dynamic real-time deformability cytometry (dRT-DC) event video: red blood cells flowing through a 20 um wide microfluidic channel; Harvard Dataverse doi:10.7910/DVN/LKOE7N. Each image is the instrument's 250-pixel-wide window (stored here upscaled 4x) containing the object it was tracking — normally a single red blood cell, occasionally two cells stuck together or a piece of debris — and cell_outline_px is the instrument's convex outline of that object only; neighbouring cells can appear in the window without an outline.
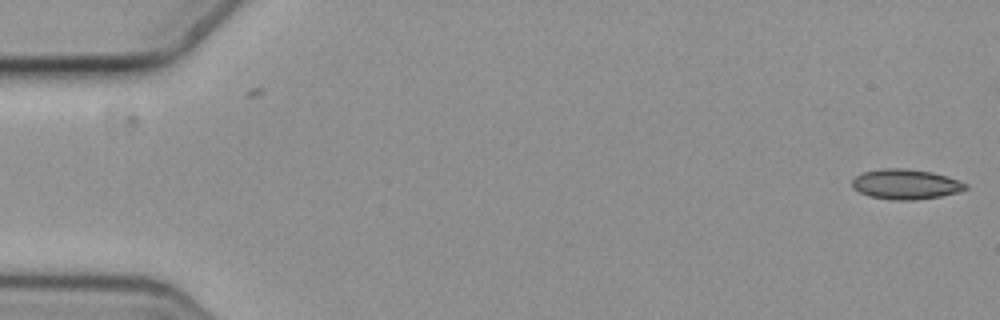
{"species": "common noctule bat (a hibernating species)", "species_latin": "Nyctalus noctula", "temperature_condition": "cold", "stored_images_in_passage": 57, "camera_frame_rate_fps": 3000, "um_per_image_px": 0.085, "animal": {"sex": "female", "body_mass_g": 19.3, "forearm_length_mm": 54.1}, "frame": {"image": 1, "passage_image": 1, "time_ms": 0.0, "image_size_px": [1000, 320], "cell_outline_px": [[968, 188], [956, 192], [940, 196], [916, 200], [892, 200], [868, 196], [852, 188], [852, 180], [856, 176], [864, 172], [880, 168], [904, 168], [932, 172], [948, 176], [960, 180], [968, 184]], "centroid_in_image_um": [76.98, 15.65], "position_along_channel_um": 8.0, "area_um2": 20.0}}
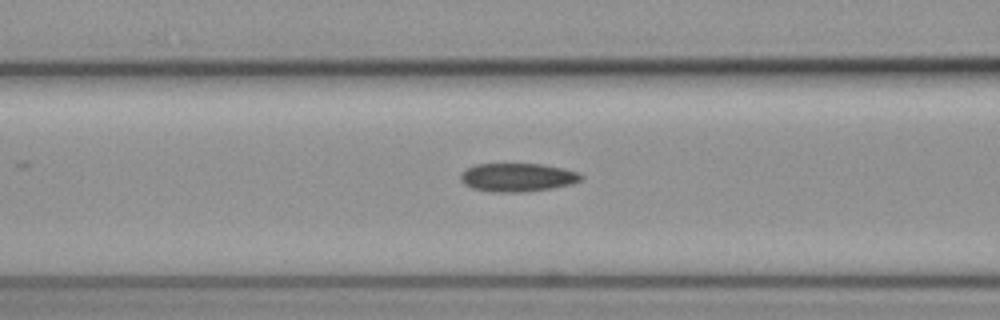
{"frame": {"image": 2, "passage_image": 23, "time_ms": 7.333, "image_size_px": [1000, 320], "cell_outline_px": [[584, 176], [580, 180], [572, 184], [552, 188], [524, 192], [492, 192], [472, 188], [464, 184], [460, 180], [460, 172], [476, 164], [544, 164], [564, 168], [580, 172]], "centroid_in_image_um": [44.0, 15.07], "position_along_channel_um": 122.6, "area_um2": 20.17}}
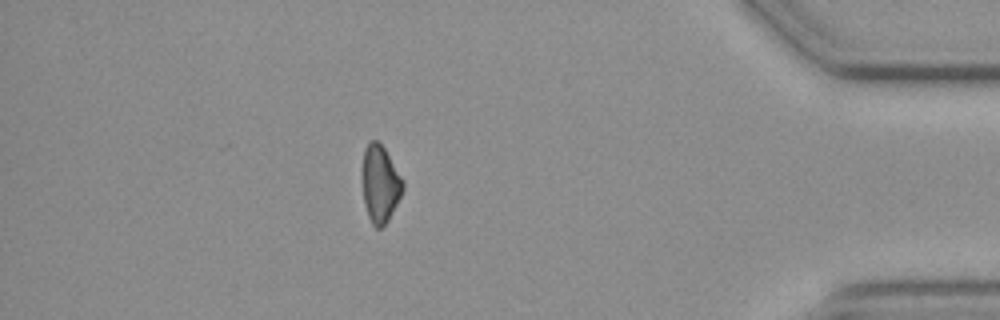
{"frame": {"image": 3, "passage_image": 50, "time_ms": 16.333, "image_size_px": [1000, 320], "cell_outline_px": [[404, 188], [388, 220], [380, 228], [376, 228], [372, 224], [368, 216], [364, 204], [360, 180], [360, 172], [364, 148], [368, 140], [376, 140], [384, 148], [404, 180]], "centroid_in_image_um": [32.26, 15.59], "position_along_channel_um": 402.9, "area_um2": 18.73}, "authors_computed_cell_mechanics": {"area_um2": 19.7676, "velocity_mm_per_s": 3.6268, "shape_relaxation_time_tau1_ms": 8.1604, "shape_relaxation_time_tau2_ms": null, "deformation_change_tau1": 0.1307, "deformation_change_tau2": null}}